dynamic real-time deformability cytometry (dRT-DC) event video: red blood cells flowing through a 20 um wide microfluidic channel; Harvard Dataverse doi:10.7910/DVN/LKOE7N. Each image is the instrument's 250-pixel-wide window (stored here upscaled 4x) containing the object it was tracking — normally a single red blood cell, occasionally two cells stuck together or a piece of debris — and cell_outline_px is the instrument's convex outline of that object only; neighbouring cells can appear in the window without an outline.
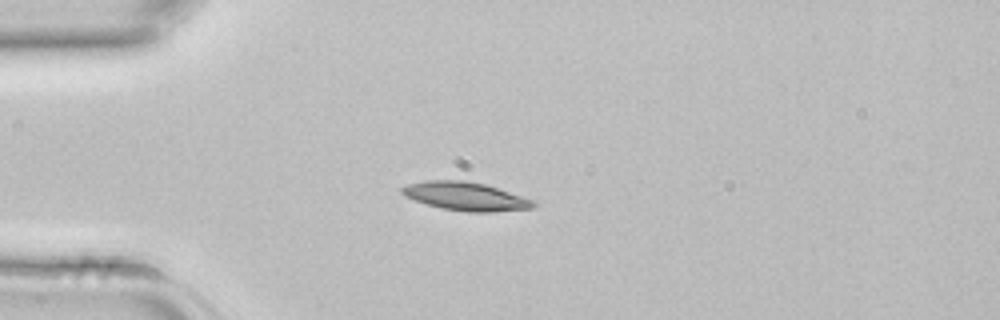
{"species": "common noctule bat (a hibernating species)", "species_latin": "Nyctalus noctula", "temperature_condition": "room temperature", "stored_images_in_passage": 33, "camera_frame_rate_fps": 3000, "um_per_image_px": 0.085, "animal": {"sex": "female", "body_mass_g": 22.7, "forearm_length_mm": 54.2}, "frame": {"image": 1, "passage_image": 1, "time_ms": 0.0, "image_size_px": [1000, 320], "cell_outline_px": [[536, 204], [532, 208], [492, 212], [468, 212], [444, 208], [428, 204], [404, 196], [400, 192], [400, 188], [408, 184], [428, 180], [464, 180], [484, 184], [536, 200]], "centroid_in_image_um": [39.59, 16.68], "position_along_channel_um": 45.4, "area_um2": 21.62}}
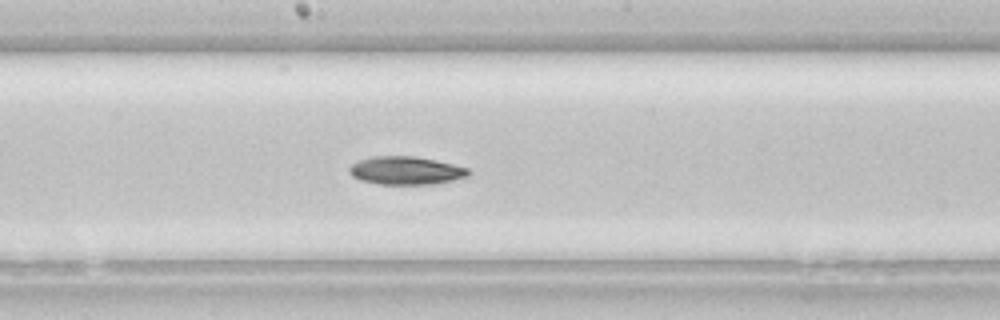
{"frame": {"image": 2, "passage_image": 13, "time_ms": 4.0, "image_size_px": [1000, 320], "cell_outline_px": [[472, 172], [468, 176], [452, 180], [432, 184], [380, 184], [360, 180], [352, 176], [348, 172], [348, 168], [352, 164], [360, 160], [372, 156], [416, 156], [436, 160], [468, 168]], "centroid_in_image_um": [34.49, 14.49], "position_along_channel_um": 213.7, "area_um2": 19.54}}
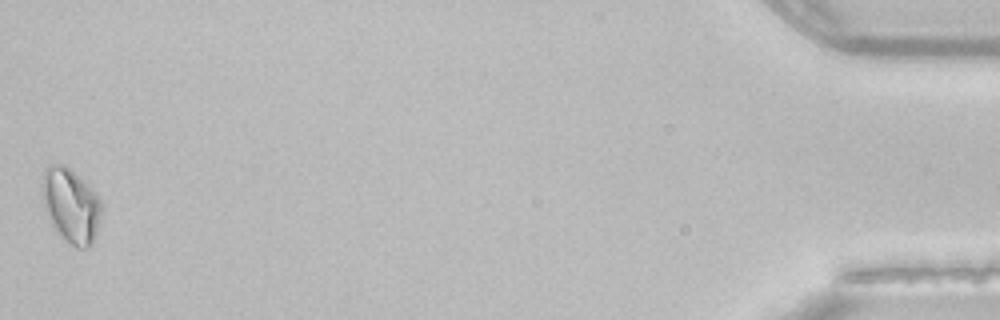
{"frame": {"image": 3, "passage_image": 33, "time_ms": 10.667, "image_size_px": [1000, 320], "cell_outline_px": [[104, 208], [96, 236], [92, 244], [88, 248], [76, 248], [64, 240], [60, 236], [52, 224], [48, 216], [44, 204], [44, 172], [52, 164], [64, 164], [100, 200]], "centroid_in_image_um": [6.08, 17.57], "position_along_channel_um": 429.1, "area_um2": 24.97}}